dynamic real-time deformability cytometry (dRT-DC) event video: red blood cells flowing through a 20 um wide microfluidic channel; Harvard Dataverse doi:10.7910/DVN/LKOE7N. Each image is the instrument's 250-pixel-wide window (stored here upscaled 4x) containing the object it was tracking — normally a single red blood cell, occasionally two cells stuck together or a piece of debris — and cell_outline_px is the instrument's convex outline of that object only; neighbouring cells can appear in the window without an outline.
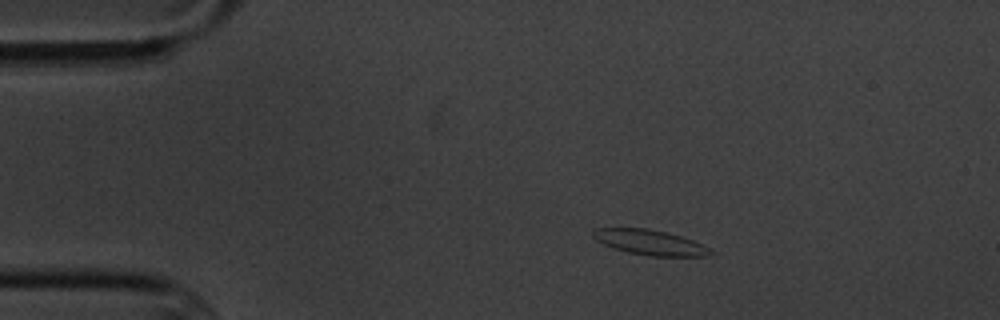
{"species": "common noctule bat (a hibernating species)", "species_latin": "Nyctalus noctula", "temperature_condition": "cold", "stored_images_in_passage": 6, "camera_frame_rate_fps": 3000, "um_per_image_px": 0.085, "animal": {"sex": "male", "body_mass_g": 20.1, "forearm_length_mm": 53.5}, "frame": {"image": 1, "passage_image": 2, "time_ms": 2.0, "image_size_px": [1000, 320], "cell_outline_px": [[716, 252], [708, 256], [652, 256], [628, 252], [612, 248], [596, 240], [592, 236], [592, 232], [596, 228], [648, 228], [680, 236], [692, 240]], "centroid_in_image_um": [55.22, 20.6], "position_along_channel_um": 29.8, "area_um2": 17.05}}
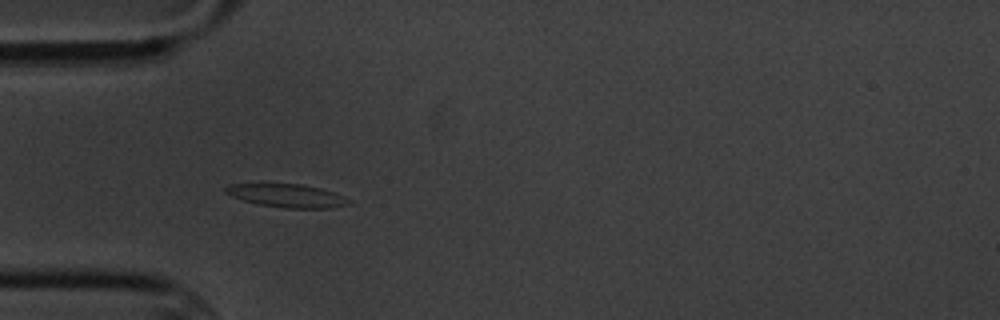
{"frame": {"image": 2, "passage_image": 4, "time_ms": 4.333, "image_size_px": [1000, 320], "cell_outline_px": [[352, 204], [328, 208], [284, 208], [256, 204], [232, 196], [224, 192], [224, 188], [232, 184], [300, 184], [320, 188], [332, 192], [352, 200]], "centroid_in_image_um": [24.41, 16.64], "position_along_channel_um": 60.6, "area_um2": 16.59}}
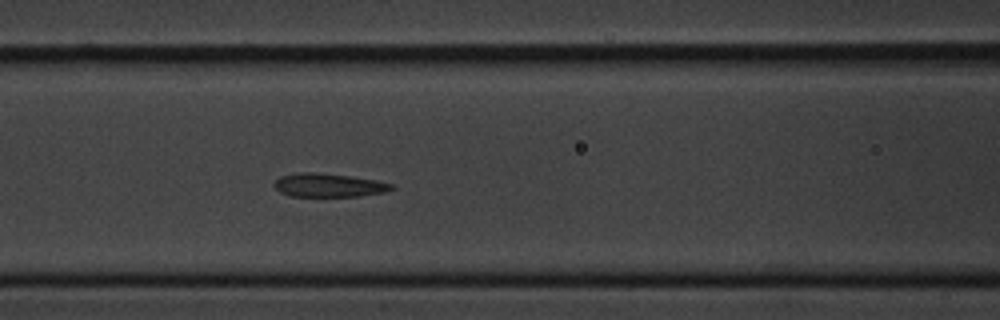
{"frame": {"image": 3, "passage_image": 6, "time_ms": 6.667, "image_size_px": [1000, 320], "cell_outline_px": [[396, 188], [384, 192], [360, 196], [288, 196], [280, 192], [272, 184], [280, 176], [300, 172], [312, 172], [348, 176], [376, 180], [396, 184]], "centroid_in_image_um": [27.95, 15.74], "position_along_channel_um": 138.6, "area_um2": 16.13}}